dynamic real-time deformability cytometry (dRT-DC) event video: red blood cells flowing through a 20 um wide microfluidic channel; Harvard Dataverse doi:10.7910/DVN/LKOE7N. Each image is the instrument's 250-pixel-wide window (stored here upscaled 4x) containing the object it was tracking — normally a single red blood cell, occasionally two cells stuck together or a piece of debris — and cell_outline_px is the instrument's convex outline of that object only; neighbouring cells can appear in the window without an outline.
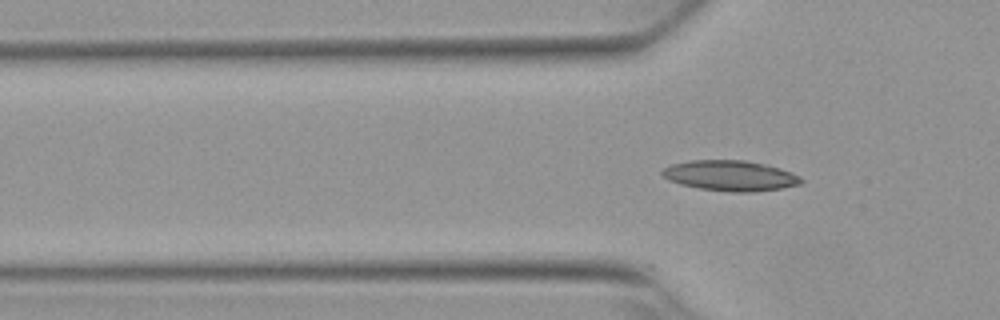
{"species": "Egyptian fruit bat (a non-hibernating species)", "species_latin": "Rousettus aegyptiacus", "temperature_condition": "warm", "stored_images_in_passage": 2, "camera_frame_rate_fps": 3000, "um_per_image_px": 0.085, "animal": {"sex": "female"}, "frame": {"image": 1, "passage_image": 2, "time_ms": 0.333, "image_size_px": [1000, 320], "cell_outline_px": [[804, 180], [800, 184], [780, 188], [752, 192], [732, 192], [700, 188], [680, 184], [668, 180], [660, 172], [664, 168], [672, 164], [688, 160], [744, 160], [764, 164], [780, 168], [792, 172], [800, 176]], "centroid_in_image_um": [62.07, 14.92], "position_along_channel_um": 63.7, "area_um2": 24.57}}